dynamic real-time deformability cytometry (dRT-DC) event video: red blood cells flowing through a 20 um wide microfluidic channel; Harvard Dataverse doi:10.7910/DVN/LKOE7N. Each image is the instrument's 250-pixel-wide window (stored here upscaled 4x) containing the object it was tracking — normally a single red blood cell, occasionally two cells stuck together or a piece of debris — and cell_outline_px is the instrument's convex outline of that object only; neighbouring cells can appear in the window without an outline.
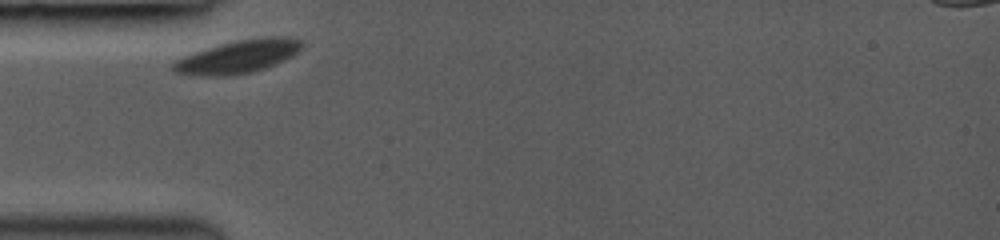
{"species": "common noctule bat (a hibernating species)", "species_latin": "Nyctalus noctula", "temperature_condition": "room temperature", "stored_images_in_passage": 9, "camera_frame_rate_fps": 3000, "um_per_image_px": 0.085, "animal": {"sex": "female", "body_mass_g": 19.0, "forearm_length_mm": 53.3}, "frame": {"image": 1, "passage_image": 1, "time_ms": 0.0, "image_size_px": [1000, 240], "cell_outline_px": [[304, 44], [292, 56], [284, 60], [264, 68], [252, 72], [228, 76], [200, 76], [176, 72], [172, 68], [172, 64], [176, 60], [184, 56], [220, 44], [240, 40], [268, 36], [288, 36], [300, 40]], "centroid_in_image_um": [20.26, 4.81], "position_along_channel_um": 64.7, "area_um2": 24.45}}
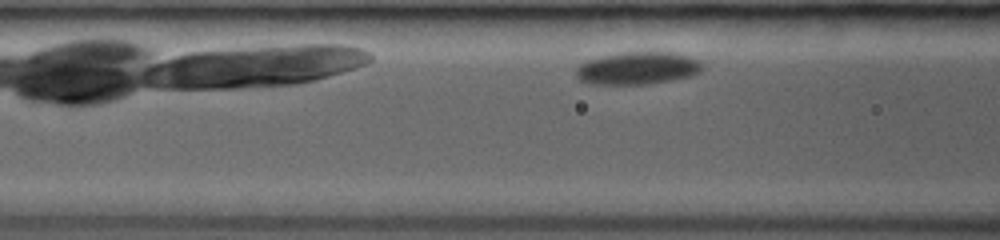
{"frame": {"image": 2, "passage_image": 4, "time_ms": 1.333, "image_size_px": [1000, 240], "cell_outline_px": [[704, 68], [700, 72], [692, 76], [672, 80], [648, 84], [588, 84], [580, 80], [576, 76], [576, 68], [584, 60], [600, 56], [620, 52], [672, 52], [692, 56], [700, 60]], "centroid_in_image_um": [54.21, 5.79], "position_along_channel_um": 112.4, "area_um2": 24.45}}
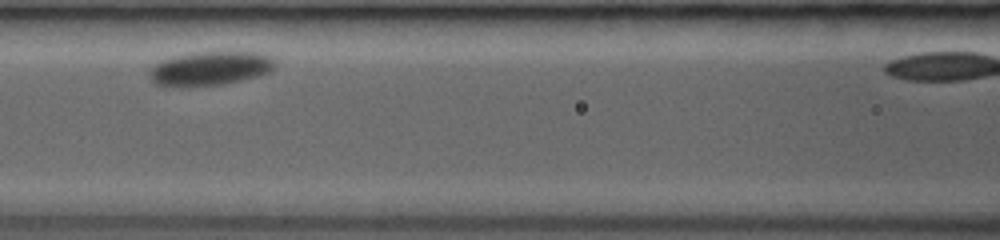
{"frame": {"image": 3, "passage_image": 6, "time_ms": 2.333, "image_size_px": [1000, 240], "cell_outline_px": [[276, 64], [268, 72], [256, 76], [224, 84], [188, 88], [180, 88], [156, 84], [152, 80], [152, 68], [156, 64], [164, 60], [176, 56], [196, 52], [260, 52], [272, 56]], "centroid_in_image_um": [17.9, 5.83], "position_along_channel_um": 148.7, "area_um2": 24.8}}